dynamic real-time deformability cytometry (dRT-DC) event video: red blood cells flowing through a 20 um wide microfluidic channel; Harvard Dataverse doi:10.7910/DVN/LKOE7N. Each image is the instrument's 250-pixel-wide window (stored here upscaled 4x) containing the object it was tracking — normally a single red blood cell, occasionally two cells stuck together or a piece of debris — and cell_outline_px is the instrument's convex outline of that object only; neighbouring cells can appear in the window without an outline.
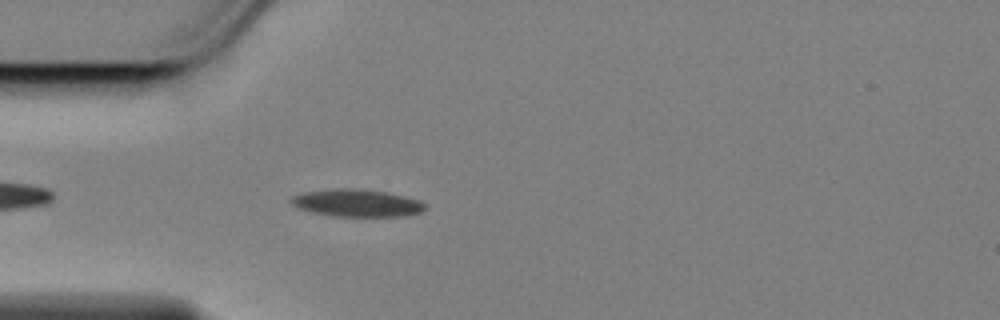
{"species": "Egyptian fruit bat (a non-hibernating species)", "species_latin": "Rousettus aegyptiacus", "temperature_condition": "cold", "stored_images_in_passage": 46, "camera_frame_rate_fps": 3000, "um_per_image_px": 0.085, "animal": {"sex": "female"}, "frame": {"image": 1, "passage_image": 5, "time_ms": 1.333, "image_size_px": [1000, 320], "cell_outline_px": [[424, 208], [420, 212], [404, 216], [332, 216], [312, 212], [296, 208], [292, 204], [292, 196], [304, 192], [336, 188], [352, 188], [388, 192], [420, 200], [424, 204]], "centroid_in_image_um": [30.31, 17.25], "position_along_channel_um": 54.7, "area_um2": 21.27}}
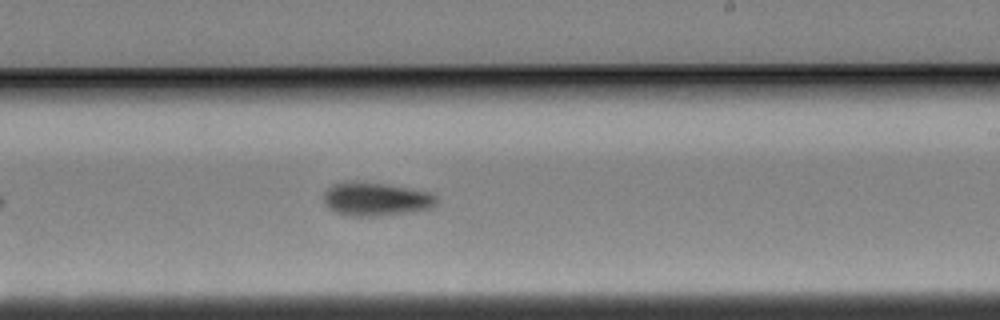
{"frame": {"image": 2, "passage_image": 23, "time_ms": 7.333, "image_size_px": [1000, 320], "cell_outline_px": [[436, 204], [432, 208], [408, 212], [376, 216], [348, 216], [336, 212], [328, 208], [324, 204], [324, 192], [332, 184], [352, 180], [384, 184], [408, 188], [428, 192], [436, 196]], "centroid_in_image_um": [31.9, 16.92], "position_along_channel_um": 257.1, "area_um2": 22.02}}
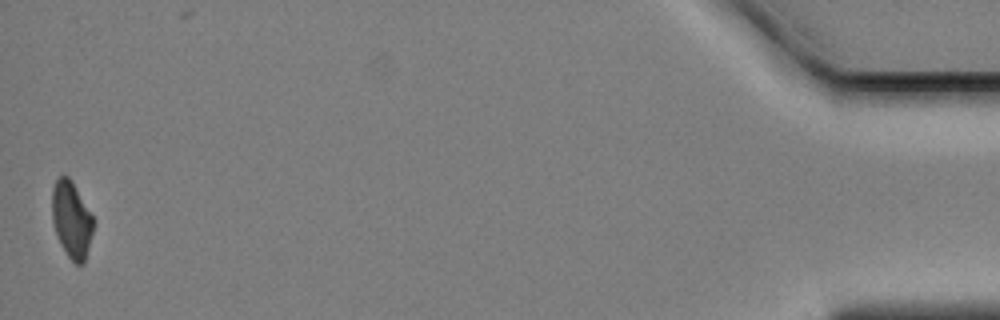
{"frame": {"image": 3, "passage_image": 46, "time_ms": 15.0, "image_size_px": [1000, 320], "cell_outline_px": [[92, 232], [84, 264], [76, 264], [68, 256], [60, 244], [52, 220], [52, 188], [56, 180], [60, 176], [68, 176], [72, 180], [92, 216]], "centroid_in_image_um": [6.06, 18.66], "position_along_channel_um": 429.1, "area_um2": 18.09}, "authors_computed_cell_mechanics": {"area_um2": 20.519, "velocity_mm_per_s": 3.4571, "shape_relaxation_time_tau1_ms": 2.8535, "shape_relaxation_time_tau2_ms": null, "deformation_change_tau1": 0.13, "deformation_change_tau2": null}}